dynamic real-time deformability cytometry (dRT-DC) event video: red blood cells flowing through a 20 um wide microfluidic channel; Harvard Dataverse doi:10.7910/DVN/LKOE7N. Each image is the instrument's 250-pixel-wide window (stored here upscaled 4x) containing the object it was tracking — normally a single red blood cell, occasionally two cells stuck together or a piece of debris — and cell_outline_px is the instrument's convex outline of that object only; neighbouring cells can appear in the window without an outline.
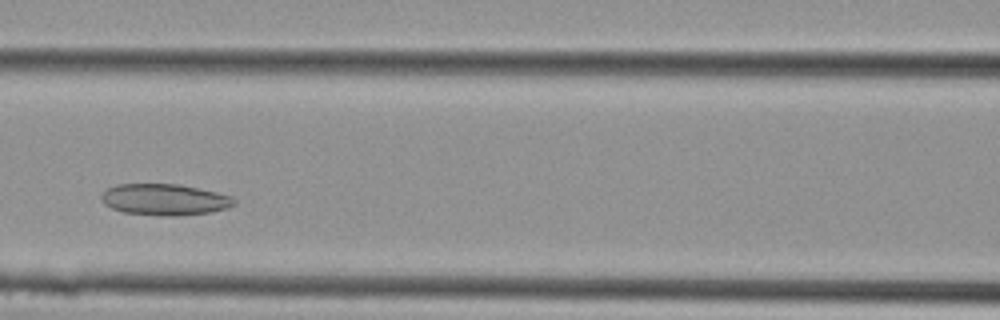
{"species": "Egyptian fruit bat (a non-hibernating species)", "species_latin": "Rousettus aegyptiacus", "temperature_condition": "cold", "stored_images_in_passage": 11, "camera_frame_rate_fps": 3000, "um_per_image_px": 0.085, "animal": {"sex": "female"}, "frame": {"image": 1, "passage_image": 8, "time_ms": 2.333, "image_size_px": [1000, 320], "cell_outline_px": [[236, 204], [212, 212], [176, 216], [168, 216], [124, 212], [112, 208], [104, 204], [100, 200], [100, 196], [108, 188], [116, 184], [180, 184], [216, 192], [232, 196], [236, 200]], "centroid_in_image_um": [13.99, 16.96], "position_along_channel_um": 152.6, "area_um2": 24.22}}
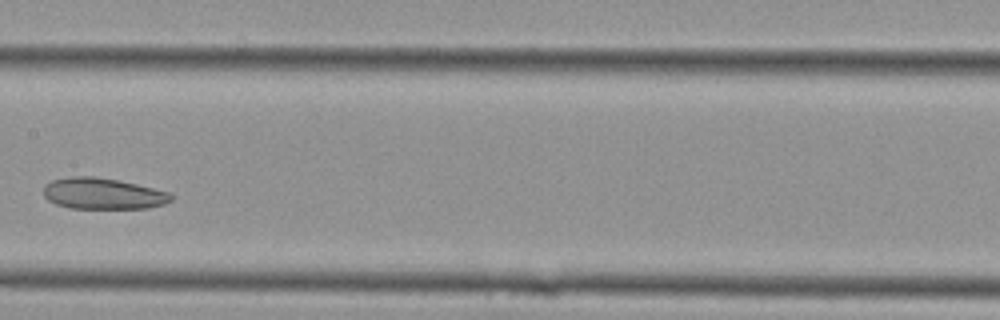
{"frame": {"image": 2, "passage_image": 10, "time_ms": 3.0, "image_size_px": [1000, 320], "cell_outline_px": [[172, 200], [164, 204], [148, 208], [68, 208], [56, 204], [48, 200], [44, 196], [44, 184], [52, 180], [72, 176], [92, 176], [120, 180], [168, 192], [172, 196]], "centroid_in_image_um": [8.72, 16.45], "position_along_channel_um": 198.7, "area_um2": 23.18}}